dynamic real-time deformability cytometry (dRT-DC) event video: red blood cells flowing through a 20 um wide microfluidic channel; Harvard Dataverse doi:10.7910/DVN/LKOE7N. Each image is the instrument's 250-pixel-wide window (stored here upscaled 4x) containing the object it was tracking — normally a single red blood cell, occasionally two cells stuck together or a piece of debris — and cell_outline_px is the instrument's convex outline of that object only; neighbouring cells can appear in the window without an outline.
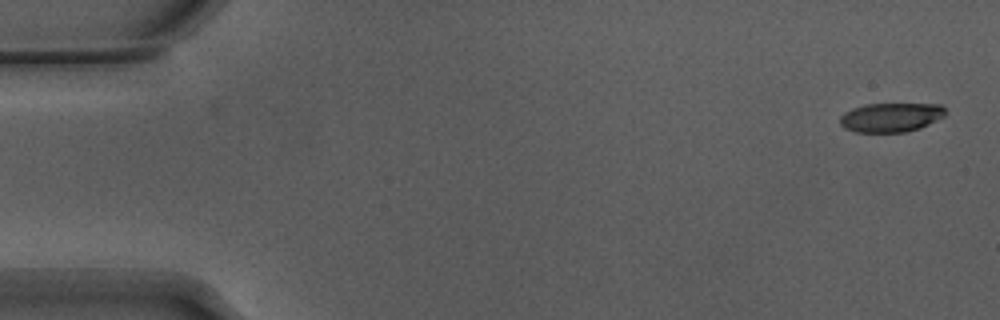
{"species": "Egyptian fruit bat (a non-hibernating species)", "species_latin": "Rousettus aegyptiacus", "temperature_condition": "warm", "stored_images_in_passage": 53, "camera_frame_rate_fps": 3000, "um_per_image_px": 0.085, "animal": {"sex": "male"}, "frame": {"image": 1, "passage_image": 1, "time_ms": 0.0, "image_size_px": [1000, 320], "cell_outline_px": [[948, 112], [944, 116], [920, 128], [904, 132], [856, 132], [844, 128], [840, 124], [840, 116], [844, 112], [852, 108], [868, 104], [940, 104]], "centroid_in_image_um": [75.72, 9.97], "position_along_channel_um": 9.3, "area_um2": 17.92}}
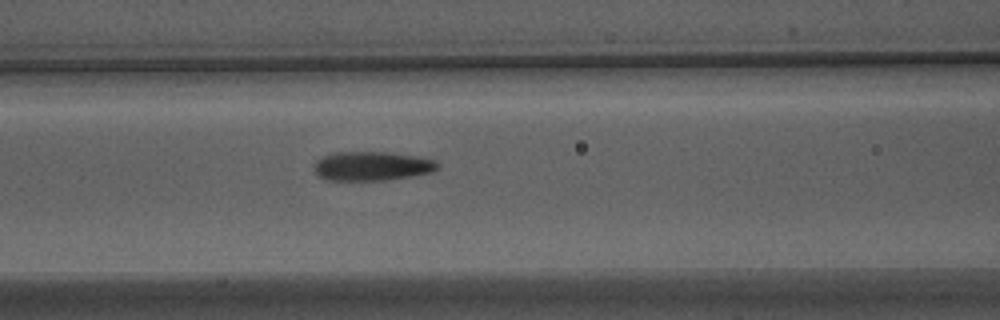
{"frame": {"image": 2, "passage_image": 22, "time_ms": 7.0, "image_size_px": [1000, 320], "cell_outline_px": [[440, 168], [432, 172], [412, 176], [384, 180], [328, 180], [320, 176], [316, 172], [312, 164], [320, 156], [332, 152], [388, 152], [416, 156], [436, 160], [440, 164]], "centroid_in_image_um": [31.61, 14.1], "position_along_channel_um": 135.0, "area_um2": 21.21}}
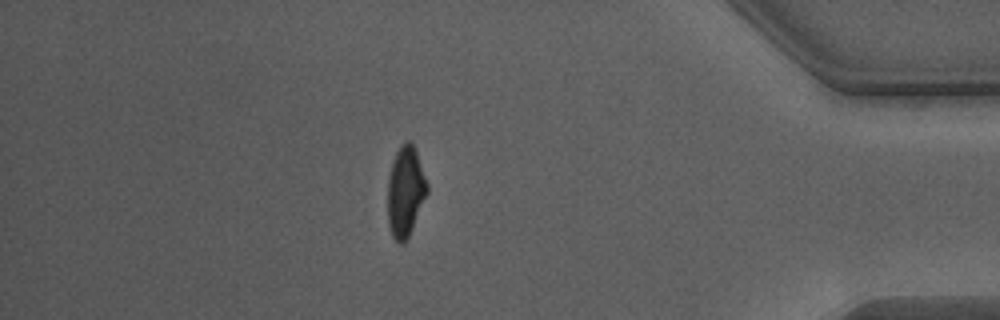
{"frame": {"image": 3, "passage_image": 46, "time_ms": 15.0, "image_size_px": [1000, 320], "cell_outline_px": [[428, 192], [412, 228], [404, 244], [400, 244], [392, 236], [388, 224], [388, 176], [392, 160], [400, 144], [404, 140], [408, 140], [412, 144], [416, 152], [428, 184]], "centroid_in_image_um": [34.45, 16.26], "position_along_channel_um": 400.8, "area_um2": 20.75}, "authors_computed_cell_mechanics": {"area_um2": 20.6346, "velocity_mm_per_s": 3.8431, "shape_relaxation_time_tau1_ms": 4.7009, "shape_relaxation_time_tau2_ms": 1.416, "deformation_change_tau1": 0.1923, "deformation_change_tau2": 0.0913}}